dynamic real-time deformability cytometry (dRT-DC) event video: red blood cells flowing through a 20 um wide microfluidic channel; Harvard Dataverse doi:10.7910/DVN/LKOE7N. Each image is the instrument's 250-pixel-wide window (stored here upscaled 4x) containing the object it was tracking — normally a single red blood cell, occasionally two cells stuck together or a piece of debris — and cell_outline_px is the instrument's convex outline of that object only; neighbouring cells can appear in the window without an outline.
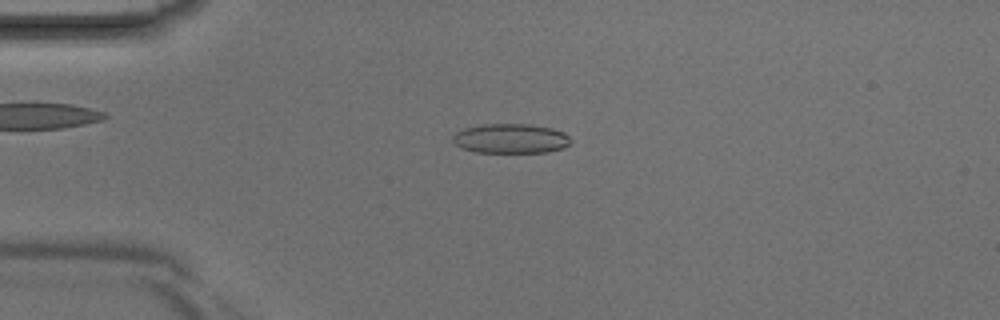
{"species": "Egyptian fruit bat (a non-hibernating species)", "species_latin": "Rousettus aegyptiacus", "temperature_condition": "room temperature", "stored_images_in_passage": 40, "camera_frame_rate_fps": 3000, "um_per_image_px": 0.085, "animal": {"sex": "male"}, "frame": {"image": 1, "passage_image": 9, "time_ms": 2.667, "image_size_px": [1000, 320], "cell_outline_px": [[572, 140], [564, 148], [548, 152], [476, 152], [460, 148], [452, 140], [452, 136], [456, 132], [464, 128], [484, 124], [532, 124], [552, 128], [564, 132]], "centroid_in_image_um": [43.41, 11.77], "position_along_channel_um": 41.6, "area_um2": 20.46}}
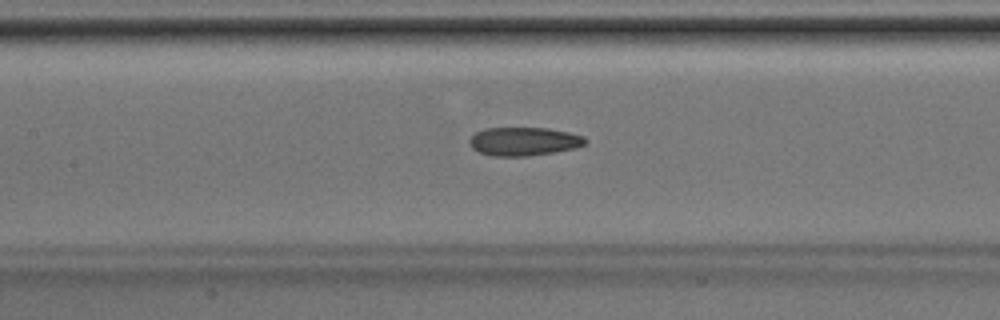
{"frame": {"image": 2, "passage_image": 18, "time_ms": 5.667, "image_size_px": [1000, 320], "cell_outline_px": [[588, 140], [584, 144], [576, 148], [528, 156], [492, 156], [480, 152], [472, 148], [468, 144], [468, 140], [476, 132], [484, 128], [548, 128], [568, 132], [584, 136]], "centroid_in_image_um": [44.51, 12.01], "position_along_channel_um": 162.9, "area_um2": 19.25}}
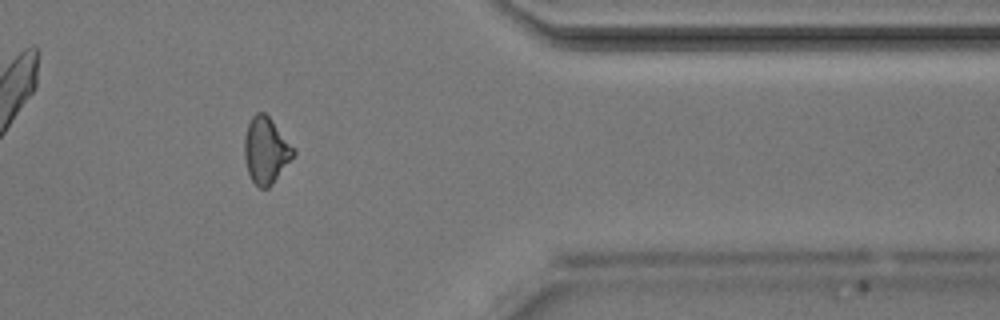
{"frame": {"image": 3, "passage_image": 33, "time_ms": 10.667, "image_size_px": [1000, 320], "cell_outline_px": [[296, 152], [272, 184], [268, 188], [260, 188], [252, 180], [248, 172], [244, 156], [244, 136], [248, 124], [252, 116], [256, 112], [264, 112], [272, 120], [296, 148]], "centroid_in_image_um": [22.6, 12.76], "position_along_channel_um": 388.8, "area_um2": 18.9}}